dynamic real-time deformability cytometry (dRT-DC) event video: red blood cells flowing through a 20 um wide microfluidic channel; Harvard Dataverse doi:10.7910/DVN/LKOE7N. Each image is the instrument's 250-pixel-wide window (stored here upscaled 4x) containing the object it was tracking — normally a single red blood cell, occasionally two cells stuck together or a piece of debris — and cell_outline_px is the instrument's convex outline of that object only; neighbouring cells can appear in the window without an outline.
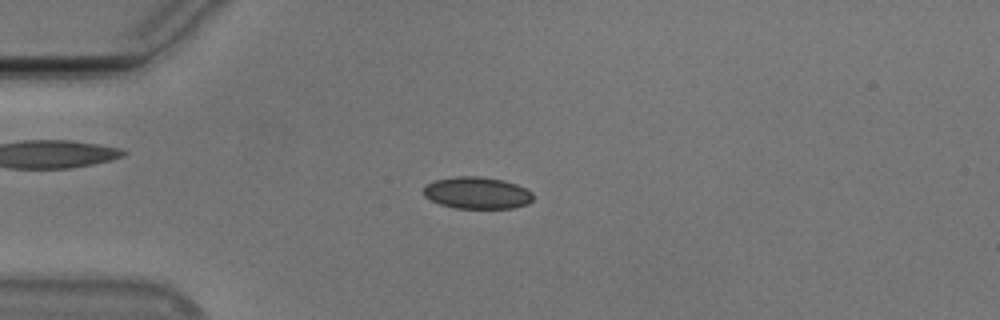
{"species": "Egyptian fruit bat (a non-hibernating species)", "species_latin": "Rousettus aegyptiacus", "temperature_condition": "cold", "stored_images_in_passage": 54, "camera_frame_rate_fps": 3000, "um_per_image_px": 0.085, "animal": {"sex": "male"}, "frame": {"image": 1, "passage_image": 14, "time_ms": 4.333, "image_size_px": [1000, 320], "cell_outline_px": [[532, 200], [528, 204], [516, 208], [456, 208], [440, 204], [424, 196], [424, 184], [432, 180], [456, 176], [480, 176], [504, 180], [516, 184], [532, 192]], "centroid_in_image_um": [40.53, 16.39], "position_along_channel_um": 44.5, "area_um2": 20.52}}
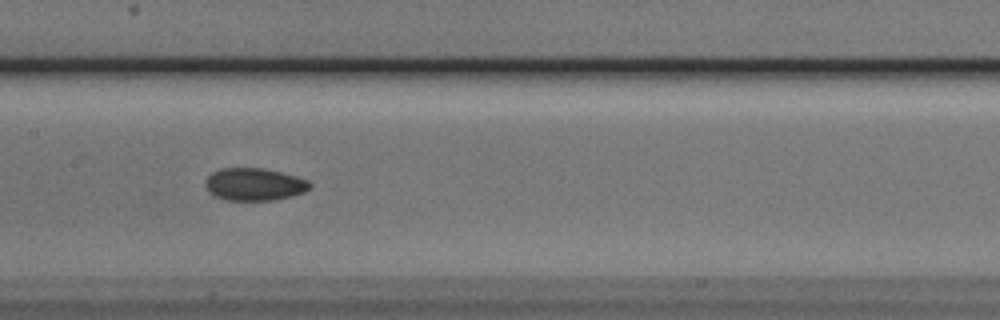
{"frame": {"image": 2, "passage_image": 27, "time_ms": 8.667, "image_size_px": [1000, 320], "cell_outline_px": [[312, 188], [304, 192], [292, 196], [276, 200], [224, 200], [208, 192], [204, 184], [204, 180], [212, 172], [220, 168], [264, 168], [296, 176], [308, 180], [312, 184]], "centroid_in_image_um": [21.61, 15.67], "position_along_channel_um": 185.8, "area_um2": 20.06}}
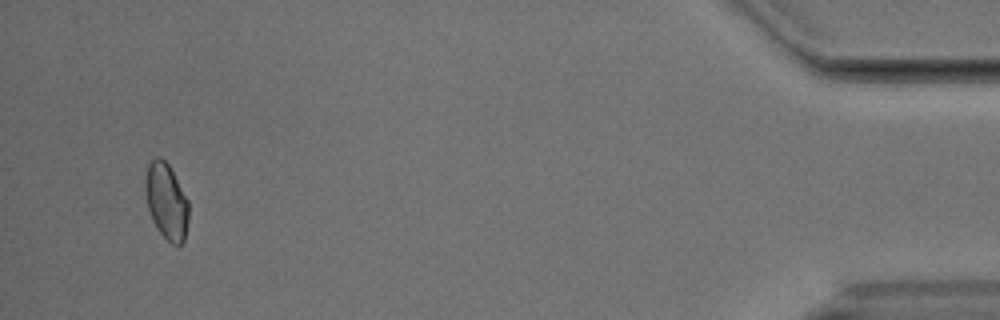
{"frame": {"image": 3, "passage_image": 52, "time_ms": 17.0, "image_size_px": [1000, 320], "cell_outline_px": [[188, 220], [184, 240], [180, 244], [172, 244], [160, 232], [152, 220], [148, 208], [144, 188], [144, 180], [148, 164], [156, 156], [160, 156], [168, 164], [188, 200]], "centroid_in_image_um": [14.12, 17.08], "position_along_channel_um": 421.1, "area_um2": 19.07}, "authors_computed_cell_mechanics": {"area_um2": 19.4497, "velocity_mm_per_s": 3.7603, "shape_relaxation_time_tau1_ms": null, "shape_relaxation_time_tau2_ms": 3.1899, "deformation_change_tau1": null, "deformation_change_tau2": 0.0534}}